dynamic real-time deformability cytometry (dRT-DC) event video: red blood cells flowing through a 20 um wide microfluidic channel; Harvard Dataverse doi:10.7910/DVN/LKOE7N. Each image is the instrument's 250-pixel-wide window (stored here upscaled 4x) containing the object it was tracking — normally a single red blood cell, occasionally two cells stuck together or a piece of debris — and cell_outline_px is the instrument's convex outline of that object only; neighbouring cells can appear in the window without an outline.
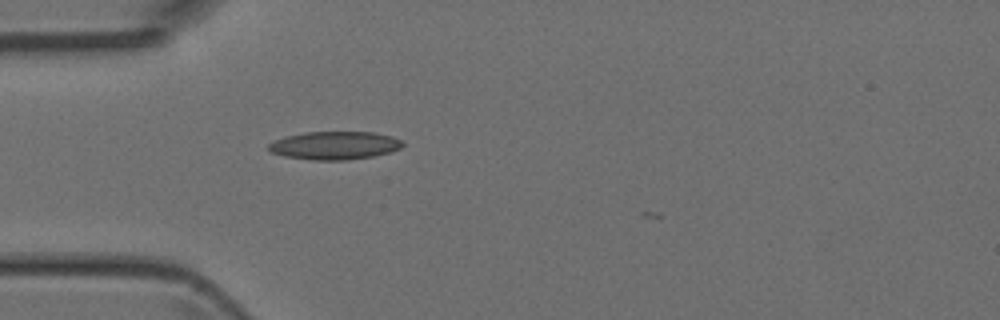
{"species": "Egyptian fruit bat (a non-hibernating species)", "species_latin": "Rousettus aegyptiacus", "temperature_condition": "room temperature", "stored_images_in_passage": 3, "camera_frame_rate_fps": 3000, "um_per_image_px": 0.085, "animal": {"sex": "female"}, "frame": {"image": 1, "passage_image": 2, "time_ms": 0.333, "image_size_px": [1000, 320], "cell_outline_px": [[404, 144], [400, 148], [388, 152], [372, 156], [348, 160], [312, 160], [284, 156], [268, 152], [268, 144], [276, 140], [288, 136], [304, 132], [372, 132], [392, 136], [400, 140]], "centroid_in_image_um": [28.41, 12.37], "position_along_channel_um": 56.6, "area_um2": 21.85}}